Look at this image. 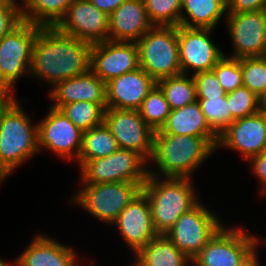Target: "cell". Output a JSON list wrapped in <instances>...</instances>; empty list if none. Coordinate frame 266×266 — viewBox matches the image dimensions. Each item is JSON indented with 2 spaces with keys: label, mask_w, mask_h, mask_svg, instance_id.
Instances as JSON below:
<instances>
[{
  "label": "cell",
  "mask_w": 266,
  "mask_h": 266,
  "mask_svg": "<svg viewBox=\"0 0 266 266\" xmlns=\"http://www.w3.org/2000/svg\"><path fill=\"white\" fill-rule=\"evenodd\" d=\"M131 266H139L136 262H134Z\"/></svg>",
  "instance_id": "7dc6e473"
},
{
  "label": "cell",
  "mask_w": 266,
  "mask_h": 266,
  "mask_svg": "<svg viewBox=\"0 0 266 266\" xmlns=\"http://www.w3.org/2000/svg\"><path fill=\"white\" fill-rule=\"evenodd\" d=\"M76 256L71 246L41 234L15 258L14 266H78Z\"/></svg>",
  "instance_id": "44dd1931"
},
{
  "label": "cell",
  "mask_w": 266,
  "mask_h": 266,
  "mask_svg": "<svg viewBox=\"0 0 266 266\" xmlns=\"http://www.w3.org/2000/svg\"><path fill=\"white\" fill-rule=\"evenodd\" d=\"M14 96L5 87L0 85V112Z\"/></svg>",
  "instance_id": "7bdbcfd3"
},
{
  "label": "cell",
  "mask_w": 266,
  "mask_h": 266,
  "mask_svg": "<svg viewBox=\"0 0 266 266\" xmlns=\"http://www.w3.org/2000/svg\"><path fill=\"white\" fill-rule=\"evenodd\" d=\"M157 82L141 67L106 83L107 108L139 110Z\"/></svg>",
  "instance_id": "ac0fdd59"
},
{
  "label": "cell",
  "mask_w": 266,
  "mask_h": 266,
  "mask_svg": "<svg viewBox=\"0 0 266 266\" xmlns=\"http://www.w3.org/2000/svg\"><path fill=\"white\" fill-rule=\"evenodd\" d=\"M266 145V115H254L236 119L220 135L216 148L226 147L240 152L245 161L264 152Z\"/></svg>",
  "instance_id": "2e32d148"
},
{
  "label": "cell",
  "mask_w": 266,
  "mask_h": 266,
  "mask_svg": "<svg viewBox=\"0 0 266 266\" xmlns=\"http://www.w3.org/2000/svg\"><path fill=\"white\" fill-rule=\"evenodd\" d=\"M266 9V0H227V13H247Z\"/></svg>",
  "instance_id": "f35d334b"
},
{
  "label": "cell",
  "mask_w": 266,
  "mask_h": 266,
  "mask_svg": "<svg viewBox=\"0 0 266 266\" xmlns=\"http://www.w3.org/2000/svg\"><path fill=\"white\" fill-rule=\"evenodd\" d=\"M224 19L233 42V54L225 56L237 59L265 56L266 9L247 13H227Z\"/></svg>",
  "instance_id": "7c38bea8"
},
{
  "label": "cell",
  "mask_w": 266,
  "mask_h": 266,
  "mask_svg": "<svg viewBox=\"0 0 266 266\" xmlns=\"http://www.w3.org/2000/svg\"><path fill=\"white\" fill-rule=\"evenodd\" d=\"M259 112L266 115V91L259 97Z\"/></svg>",
  "instance_id": "ee69618b"
},
{
  "label": "cell",
  "mask_w": 266,
  "mask_h": 266,
  "mask_svg": "<svg viewBox=\"0 0 266 266\" xmlns=\"http://www.w3.org/2000/svg\"><path fill=\"white\" fill-rule=\"evenodd\" d=\"M79 170L81 184L112 183V154L94 160H87Z\"/></svg>",
  "instance_id": "e575fe53"
},
{
  "label": "cell",
  "mask_w": 266,
  "mask_h": 266,
  "mask_svg": "<svg viewBox=\"0 0 266 266\" xmlns=\"http://www.w3.org/2000/svg\"><path fill=\"white\" fill-rule=\"evenodd\" d=\"M36 153L38 124L33 125L14 96L0 112V182Z\"/></svg>",
  "instance_id": "3957f363"
},
{
  "label": "cell",
  "mask_w": 266,
  "mask_h": 266,
  "mask_svg": "<svg viewBox=\"0 0 266 266\" xmlns=\"http://www.w3.org/2000/svg\"><path fill=\"white\" fill-rule=\"evenodd\" d=\"M226 97L231 116L234 120L259 112V98L245 86L226 93Z\"/></svg>",
  "instance_id": "836d02e7"
},
{
  "label": "cell",
  "mask_w": 266,
  "mask_h": 266,
  "mask_svg": "<svg viewBox=\"0 0 266 266\" xmlns=\"http://www.w3.org/2000/svg\"><path fill=\"white\" fill-rule=\"evenodd\" d=\"M103 122L113 134L120 149L138 152L150 162L154 131L143 120L139 110L107 108L104 111Z\"/></svg>",
  "instance_id": "8fae6325"
},
{
  "label": "cell",
  "mask_w": 266,
  "mask_h": 266,
  "mask_svg": "<svg viewBox=\"0 0 266 266\" xmlns=\"http://www.w3.org/2000/svg\"><path fill=\"white\" fill-rule=\"evenodd\" d=\"M119 146L109 128L104 124L83 132L82 148L78 157L79 168L87 161L110 156Z\"/></svg>",
  "instance_id": "4316f807"
},
{
  "label": "cell",
  "mask_w": 266,
  "mask_h": 266,
  "mask_svg": "<svg viewBox=\"0 0 266 266\" xmlns=\"http://www.w3.org/2000/svg\"><path fill=\"white\" fill-rule=\"evenodd\" d=\"M94 6L110 16L116 8L127 0H90Z\"/></svg>",
  "instance_id": "60d3db41"
},
{
  "label": "cell",
  "mask_w": 266,
  "mask_h": 266,
  "mask_svg": "<svg viewBox=\"0 0 266 266\" xmlns=\"http://www.w3.org/2000/svg\"><path fill=\"white\" fill-rule=\"evenodd\" d=\"M10 1H13V2H15V3H18L16 0H10ZM21 1H22V5H21V6H23L24 3H25L27 0H21Z\"/></svg>",
  "instance_id": "bcb514c9"
},
{
  "label": "cell",
  "mask_w": 266,
  "mask_h": 266,
  "mask_svg": "<svg viewBox=\"0 0 266 266\" xmlns=\"http://www.w3.org/2000/svg\"><path fill=\"white\" fill-rule=\"evenodd\" d=\"M210 127L220 135L234 122L227 103V97H214L210 99H197Z\"/></svg>",
  "instance_id": "1f68e13d"
},
{
  "label": "cell",
  "mask_w": 266,
  "mask_h": 266,
  "mask_svg": "<svg viewBox=\"0 0 266 266\" xmlns=\"http://www.w3.org/2000/svg\"><path fill=\"white\" fill-rule=\"evenodd\" d=\"M211 32L213 29L177 27L182 74L211 71L225 55L212 41Z\"/></svg>",
  "instance_id": "4fadbf2b"
},
{
  "label": "cell",
  "mask_w": 266,
  "mask_h": 266,
  "mask_svg": "<svg viewBox=\"0 0 266 266\" xmlns=\"http://www.w3.org/2000/svg\"><path fill=\"white\" fill-rule=\"evenodd\" d=\"M139 113L153 131L160 130L165 124L171 108L157 84L143 100Z\"/></svg>",
  "instance_id": "f546056e"
},
{
  "label": "cell",
  "mask_w": 266,
  "mask_h": 266,
  "mask_svg": "<svg viewBox=\"0 0 266 266\" xmlns=\"http://www.w3.org/2000/svg\"><path fill=\"white\" fill-rule=\"evenodd\" d=\"M71 198L73 203L87 210L93 217L111 225L124 208L142 191L139 183L112 182L82 184Z\"/></svg>",
  "instance_id": "8992f818"
},
{
  "label": "cell",
  "mask_w": 266,
  "mask_h": 266,
  "mask_svg": "<svg viewBox=\"0 0 266 266\" xmlns=\"http://www.w3.org/2000/svg\"><path fill=\"white\" fill-rule=\"evenodd\" d=\"M134 254L158 233L154 228L147 195L141 191L112 223Z\"/></svg>",
  "instance_id": "e0dca14e"
},
{
  "label": "cell",
  "mask_w": 266,
  "mask_h": 266,
  "mask_svg": "<svg viewBox=\"0 0 266 266\" xmlns=\"http://www.w3.org/2000/svg\"><path fill=\"white\" fill-rule=\"evenodd\" d=\"M260 244V241L255 244L241 259L235 266H261L260 258L258 256V252L256 250L257 245Z\"/></svg>",
  "instance_id": "b9f144b4"
},
{
  "label": "cell",
  "mask_w": 266,
  "mask_h": 266,
  "mask_svg": "<svg viewBox=\"0 0 266 266\" xmlns=\"http://www.w3.org/2000/svg\"><path fill=\"white\" fill-rule=\"evenodd\" d=\"M153 26L144 1L127 0L109 16L108 40L137 42Z\"/></svg>",
  "instance_id": "ffe728a7"
},
{
  "label": "cell",
  "mask_w": 266,
  "mask_h": 266,
  "mask_svg": "<svg viewBox=\"0 0 266 266\" xmlns=\"http://www.w3.org/2000/svg\"><path fill=\"white\" fill-rule=\"evenodd\" d=\"M75 0H27L22 6L23 21L55 27Z\"/></svg>",
  "instance_id": "484cf974"
},
{
  "label": "cell",
  "mask_w": 266,
  "mask_h": 266,
  "mask_svg": "<svg viewBox=\"0 0 266 266\" xmlns=\"http://www.w3.org/2000/svg\"><path fill=\"white\" fill-rule=\"evenodd\" d=\"M88 42L61 33L56 27H41L34 40L29 77L44 80L52 87L90 70Z\"/></svg>",
  "instance_id": "6da1fadb"
},
{
  "label": "cell",
  "mask_w": 266,
  "mask_h": 266,
  "mask_svg": "<svg viewBox=\"0 0 266 266\" xmlns=\"http://www.w3.org/2000/svg\"><path fill=\"white\" fill-rule=\"evenodd\" d=\"M247 162L251 164V171L258 177L261 184L260 196H266V153L263 152L259 155H254L250 157Z\"/></svg>",
  "instance_id": "ab89813d"
},
{
  "label": "cell",
  "mask_w": 266,
  "mask_h": 266,
  "mask_svg": "<svg viewBox=\"0 0 266 266\" xmlns=\"http://www.w3.org/2000/svg\"><path fill=\"white\" fill-rule=\"evenodd\" d=\"M260 240L243 227L223 225L202 250L192 258V266H235Z\"/></svg>",
  "instance_id": "9c48e42d"
},
{
  "label": "cell",
  "mask_w": 266,
  "mask_h": 266,
  "mask_svg": "<svg viewBox=\"0 0 266 266\" xmlns=\"http://www.w3.org/2000/svg\"><path fill=\"white\" fill-rule=\"evenodd\" d=\"M41 27L23 21L0 40V85L12 95L15 82L30 75L33 44Z\"/></svg>",
  "instance_id": "52a82bcc"
},
{
  "label": "cell",
  "mask_w": 266,
  "mask_h": 266,
  "mask_svg": "<svg viewBox=\"0 0 266 266\" xmlns=\"http://www.w3.org/2000/svg\"><path fill=\"white\" fill-rule=\"evenodd\" d=\"M147 163L138 152L119 148L112 153L113 182L139 183L143 187L149 175Z\"/></svg>",
  "instance_id": "d4e9b609"
},
{
  "label": "cell",
  "mask_w": 266,
  "mask_h": 266,
  "mask_svg": "<svg viewBox=\"0 0 266 266\" xmlns=\"http://www.w3.org/2000/svg\"><path fill=\"white\" fill-rule=\"evenodd\" d=\"M180 74L161 79L157 85L161 88L171 110L183 108L196 99V84L192 73Z\"/></svg>",
  "instance_id": "83f0119b"
},
{
  "label": "cell",
  "mask_w": 266,
  "mask_h": 266,
  "mask_svg": "<svg viewBox=\"0 0 266 266\" xmlns=\"http://www.w3.org/2000/svg\"><path fill=\"white\" fill-rule=\"evenodd\" d=\"M139 266H192L190 259L165 234H158L135 254Z\"/></svg>",
  "instance_id": "603a6c76"
},
{
  "label": "cell",
  "mask_w": 266,
  "mask_h": 266,
  "mask_svg": "<svg viewBox=\"0 0 266 266\" xmlns=\"http://www.w3.org/2000/svg\"><path fill=\"white\" fill-rule=\"evenodd\" d=\"M139 67L137 42L106 40L92 44L90 70L105 83Z\"/></svg>",
  "instance_id": "9a60e30c"
},
{
  "label": "cell",
  "mask_w": 266,
  "mask_h": 266,
  "mask_svg": "<svg viewBox=\"0 0 266 266\" xmlns=\"http://www.w3.org/2000/svg\"><path fill=\"white\" fill-rule=\"evenodd\" d=\"M13 263V264H12ZM0 266H14V262H6L2 258H0Z\"/></svg>",
  "instance_id": "f6af8a7d"
},
{
  "label": "cell",
  "mask_w": 266,
  "mask_h": 266,
  "mask_svg": "<svg viewBox=\"0 0 266 266\" xmlns=\"http://www.w3.org/2000/svg\"><path fill=\"white\" fill-rule=\"evenodd\" d=\"M37 124L40 153L48 149L60 158L78 160L82 148L83 132L60 109L50 106L47 114Z\"/></svg>",
  "instance_id": "30bf717a"
},
{
  "label": "cell",
  "mask_w": 266,
  "mask_h": 266,
  "mask_svg": "<svg viewBox=\"0 0 266 266\" xmlns=\"http://www.w3.org/2000/svg\"><path fill=\"white\" fill-rule=\"evenodd\" d=\"M60 111L78 129L85 132L103 123L105 109L97 103L80 101L63 105Z\"/></svg>",
  "instance_id": "f1b7e54d"
},
{
  "label": "cell",
  "mask_w": 266,
  "mask_h": 266,
  "mask_svg": "<svg viewBox=\"0 0 266 266\" xmlns=\"http://www.w3.org/2000/svg\"><path fill=\"white\" fill-rule=\"evenodd\" d=\"M55 27L63 34L92 45L108 40L109 16L90 0H75Z\"/></svg>",
  "instance_id": "5bb4252c"
},
{
  "label": "cell",
  "mask_w": 266,
  "mask_h": 266,
  "mask_svg": "<svg viewBox=\"0 0 266 266\" xmlns=\"http://www.w3.org/2000/svg\"><path fill=\"white\" fill-rule=\"evenodd\" d=\"M208 208L198 202L182 214L165 234L190 259L194 258L223 226L215 213Z\"/></svg>",
  "instance_id": "ba28073f"
},
{
  "label": "cell",
  "mask_w": 266,
  "mask_h": 266,
  "mask_svg": "<svg viewBox=\"0 0 266 266\" xmlns=\"http://www.w3.org/2000/svg\"><path fill=\"white\" fill-rule=\"evenodd\" d=\"M191 178L148 175L142 191L147 195L152 221L158 234H166L178 218L200 200Z\"/></svg>",
  "instance_id": "277c9868"
},
{
  "label": "cell",
  "mask_w": 266,
  "mask_h": 266,
  "mask_svg": "<svg viewBox=\"0 0 266 266\" xmlns=\"http://www.w3.org/2000/svg\"><path fill=\"white\" fill-rule=\"evenodd\" d=\"M22 22V6L10 0H0V40Z\"/></svg>",
  "instance_id": "74e56055"
},
{
  "label": "cell",
  "mask_w": 266,
  "mask_h": 266,
  "mask_svg": "<svg viewBox=\"0 0 266 266\" xmlns=\"http://www.w3.org/2000/svg\"><path fill=\"white\" fill-rule=\"evenodd\" d=\"M192 76L196 84V99H210L226 96V92L219 83L213 70L199 72Z\"/></svg>",
  "instance_id": "8d00e7d4"
},
{
  "label": "cell",
  "mask_w": 266,
  "mask_h": 266,
  "mask_svg": "<svg viewBox=\"0 0 266 266\" xmlns=\"http://www.w3.org/2000/svg\"><path fill=\"white\" fill-rule=\"evenodd\" d=\"M218 139L219 137L154 134L150 160L158 168L148 169L149 175L193 178V172L217 150Z\"/></svg>",
  "instance_id": "7a4b0ae2"
},
{
  "label": "cell",
  "mask_w": 266,
  "mask_h": 266,
  "mask_svg": "<svg viewBox=\"0 0 266 266\" xmlns=\"http://www.w3.org/2000/svg\"><path fill=\"white\" fill-rule=\"evenodd\" d=\"M49 92L50 99L55 102L51 107L56 109L80 101L97 103L105 110L107 109L106 83L91 70L56 83Z\"/></svg>",
  "instance_id": "d6986e66"
},
{
  "label": "cell",
  "mask_w": 266,
  "mask_h": 266,
  "mask_svg": "<svg viewBox=\"0 0 266 266\" xmlns=\"http://www.w3.org/2000/svg\"><path fill=\"white\" fill-rule=\"evenodd\" d=\"M223 16H227V0H182L183 27L214 30Z\"/></svg>",
  "instance_id": "cb8c5ba5"
},
{
  "label": "cell",
  "mask_w": 266,
  "mask_h": 266,
  "mask_svg": "<svg viewBox=\"0 0 266 266\" xmlns=\"http://www.w3.org/2000/svg\"><path fill=\"white\" fill-rule=\"evenodd\" d=\"M150 22L154 26L180 25L182 0H143Z\"/></svg>",
  "instance_id": "4dcf8cb0"
},
{
  "label": "cell",
  "mask_w": 266,
  "mask_h": 266,
  "mask_svg": "<svg viewBox=\"0 0 266 266\" xmlns=\"http://www.w3.org/2000/svg\"><path fill=\"white\" fill-rule=\"evenodd\" d=\"M154 134H175L195 137H219L210 127L197 101L171 110L165 124Z\"/></svg>",
  "instance_id": "7402d4cb"
},
{
  "label": "cell",
  "mask_w": 266,
  "mask_h": 266,
  "mask_svg": "<svg viewBox=\"0 0 266 266\" xmlns=\"http://www.w3.org/2000/svg\"><path fill=\"white\" fill-rule=\"evenodd\" d=\"M243 86L258 98L266 91V57L240 58Z\"/></svg>",
  "instance_id": "d6a6232c"
},
{
  "label": "cell",
  "mask_w": 266,
  "mask_h": 266,
  "mask_svg": "<svg viewBox=\"0 0 266 266\" xmlns=\"http://www.w3.org/2000/svg\"><path fill=\"white\" fill-rule=\"evenodd\" d=\"M226 93L243 86L240 58L223 56L212 69Z\"/></svg>",
  "instance_id": "d590c367"
},
{
  "label": "cell",
  "mask_w": 266,
  "mask_h": 266,
  "mask_svg": "<svg viewBox=\"0 0 266 266\" xmlns=\"http://www.w3.org/2000/svg\"><path fill=\"white\" fill-rule=\"evenodd\" d=\"M139 66L156 82L182 74L177 27L153 26L137 41Z\"/></svg>",
  "instance_id": "5b68a950"
}]
</instances>
